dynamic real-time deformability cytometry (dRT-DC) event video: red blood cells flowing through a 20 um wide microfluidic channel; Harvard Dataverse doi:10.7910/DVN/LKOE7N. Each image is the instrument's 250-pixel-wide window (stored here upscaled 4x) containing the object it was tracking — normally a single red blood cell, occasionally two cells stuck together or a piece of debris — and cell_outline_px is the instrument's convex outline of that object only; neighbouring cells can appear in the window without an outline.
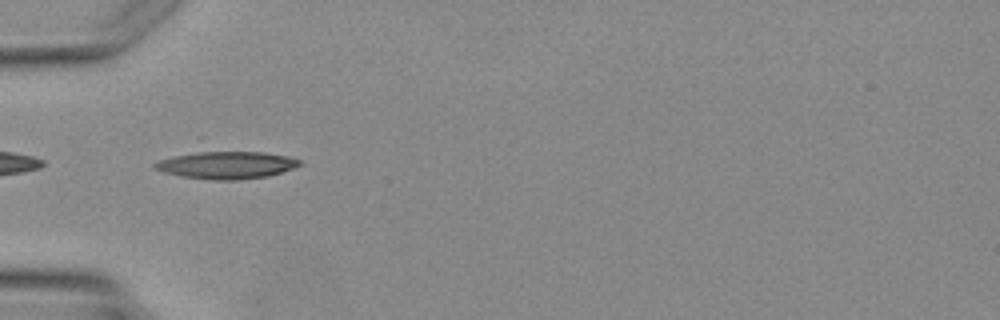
{"species": "Egyptian fruit bat (a non-hibernating species)", "species_latin": "Rousettus aegyptiacus", "temperature_condition": "warm", "stored_images_in_passage": 4, "camera_frame_rate_fps": 3000, "um_per_image_px": 0.085, "animal": {"sex": "female"}, "frame": {"image": 1, "passage_image": 4, "time_ms": 3.667, "image_size_px": [1000, 320], "cell_outline_px": [[304, 164], [268, 176], [240, 180], [212, 180], [180, 176], [164, 172], [152, 168], [152, 164], [160, 160], [208, 148], [264, 152], [288, 156], [300, 160]], "centroid_in_image_um": [19.23, 13.98], "position_along_channel_um": 65.8, "area_um2": 24.1}}